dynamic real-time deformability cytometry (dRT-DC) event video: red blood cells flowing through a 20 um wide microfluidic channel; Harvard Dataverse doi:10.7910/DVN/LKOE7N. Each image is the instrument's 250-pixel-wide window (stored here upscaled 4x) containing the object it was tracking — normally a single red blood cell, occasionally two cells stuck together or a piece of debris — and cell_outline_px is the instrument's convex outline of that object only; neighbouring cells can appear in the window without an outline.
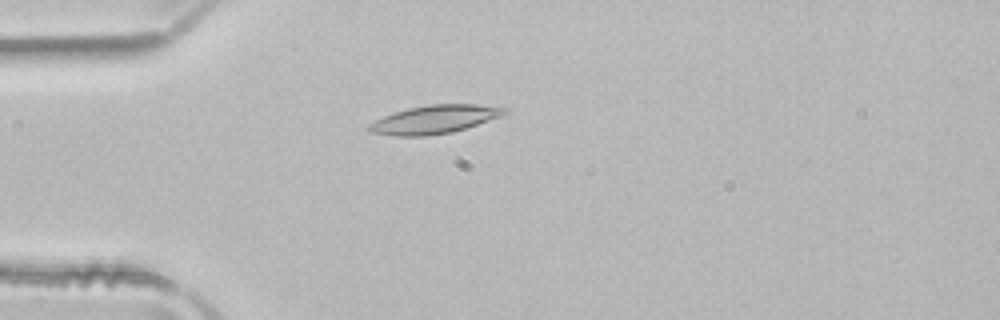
{"species": "common noctule bat (a hibernating species)", "species_latin": "Nyctalus noctula", "temperature_condition": "room temperature", "stored_images_in_passage": 44, "camera_frame_rate_fps": 3000, "um_per_image_px": 0.085, "animal": {"sex": "male", "body_mass_g": 21.5, "forearm_length_mm": 52.0}, "frame": {"image": 1, "passage_image": 7, "time_ms": 2.0, "image_size_px": [1000, 320], "cell_outline_px": [[508, 112], [500, 116], [452, 132], [428, 136], [392, 136], [368, 132], [364, 128], [368, 124], [384, 116], [408, 108], [428, 104], [476, 104], [508, 108]], "centroid_in_image_um": [36.86, 10.16], "position_along_channel_um": 48.1, "area_um2": 22.37}}
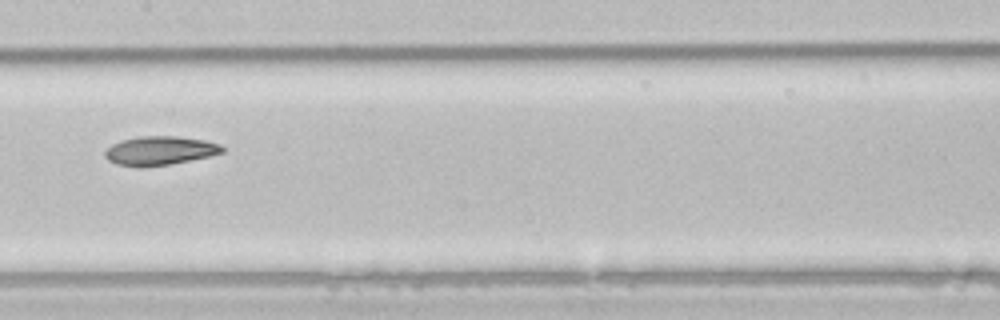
{"frame": {"image": 2, "passage_image": 19, "time_ms": 6.0, "image_size_px": [1000, 320], "cell_outline_px": [[224, 152], [208, 156], [168, 164], [116, 164], [108, 160], [104, 156], [104, 152], [112, 144], [120, 140], [140, 136], [176, 136], [204, 140], [220, 144], [224, 148]], "centroid_in_image_um": [13.6, 12.76], "position_along_channel_um": 193.8, "area_um2": 18.96}}
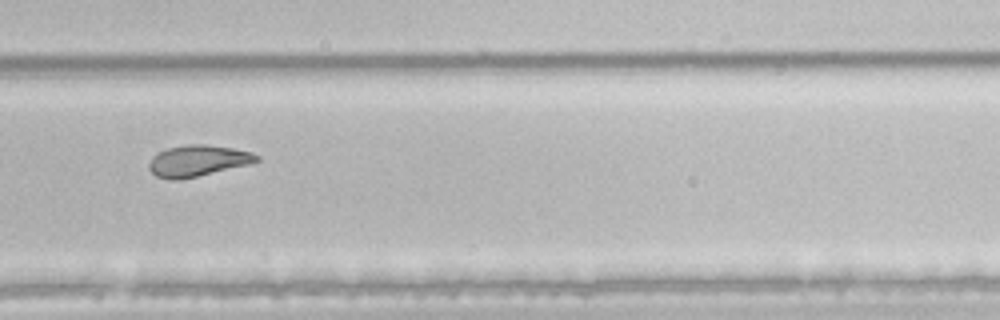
{"frame": {"image": 3, "passage_image": 28, "time_ms": 9.0, "image_size_px": [1000, 320], "cell_outline_px": [[260, 160], [248, 164], [180, 180], [172, 180], [156, 176], [148, 168], [148, 164], [152, 156], [168, 148], [188, 144], [204, 144], [232, 148], [252, 152], [260, 156]], "centroid_in_image_um": [16.8, 13.66], "position_along_channel_um": 313.0, "area_um2": 19.42}, "authors_computed_cell_mechanics": {"area_um2": 20.6057, "velocity_mm_per_s": 3.9942, "shape_relaxation_time_tau1_ms": null, "shape_relaxation_time_tau2_ms": 3.3772, "deformation_change_tau1": null, "deformation_change_tau2": 0.0995}}